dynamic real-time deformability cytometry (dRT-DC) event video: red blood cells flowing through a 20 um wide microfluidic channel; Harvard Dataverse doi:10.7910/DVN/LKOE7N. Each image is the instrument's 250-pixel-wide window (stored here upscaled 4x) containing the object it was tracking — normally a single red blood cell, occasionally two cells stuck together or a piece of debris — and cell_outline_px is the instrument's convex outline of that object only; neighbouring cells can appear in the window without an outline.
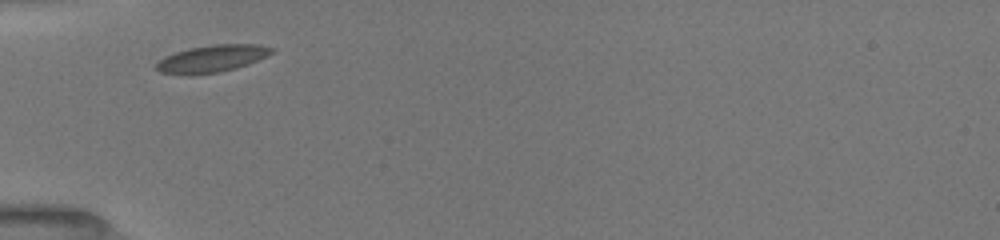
{"species": "common noctule bat (a hibernating species)", "species_latin": "Nyctalus noctula", "temperature_condition": "room temperature", "stored_images_in_passage": 13, "camera_frame_rate_fps": 3000, "um_per_image_px": 0.085, "animal": {"sex": "female", "body_mass_g": 19.5, "forearm_length_mm": 54.1}, "frame": {"image": 1, "passage_image": 1, "time_ms": 0.0, "image_size_px": [1000, 240], "cell_outline_px": [[276, 48], [268, 56], [248, 64], [236, 68], [220, 72], [192, 76], [188, 76], [160, 72], [156, 68], [156, 64], [164, 56], [188, 48], [216, 44], [260, 44]], "centroid_in_image_um": [18.03, 4.99], "position_along_channel_um": 67.0, "area_um2": 18.55}}
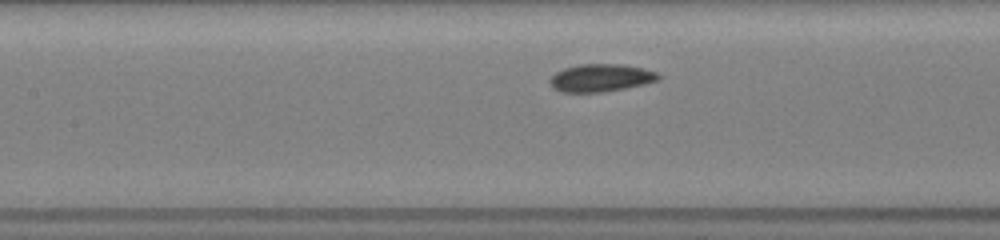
{"frame": {"image": 2, "passage_image": 7, "time_ms": 2.333, "image_size_px": [1000, 240], "cell_outline_px": [[660, 80], [644, 84], [604, 92], [560, 92], [552, 88], [548, 80], [556, 72], [564, 68], [580, 64], [620, 64], [644, 68], [656, 72], [660, 76]], "centroid_in_image_um": [51.05, 6.62], "position_along_channel_um": 156.3, "area_um2": 17.57}}
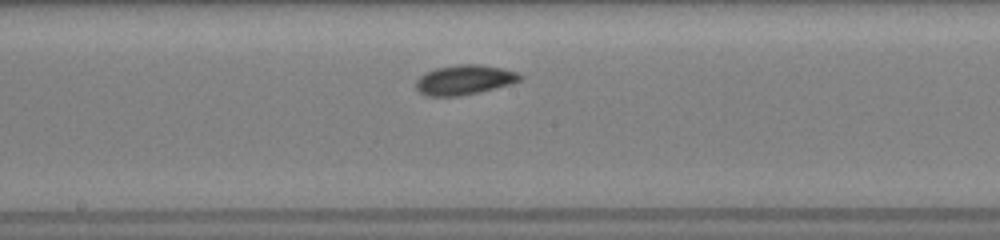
{"frame": {"image": 3, "passage_image": 10, "time_ms": 3.667, "image_size_px": [1000, 240], "cell_outline_px": [[524, 76], [520, 80], [512, 84], [480, 92], [460, 96], [424, 96], [416, 88], [416, 80], [420, 76], [436, 68], [456, 64], [480, 64], [504, 68], [520, 72]], "centroid_in_image_um": [39.53, 6.78], "position_along_channel_um": 208.7, "area_um2": 18.32}}